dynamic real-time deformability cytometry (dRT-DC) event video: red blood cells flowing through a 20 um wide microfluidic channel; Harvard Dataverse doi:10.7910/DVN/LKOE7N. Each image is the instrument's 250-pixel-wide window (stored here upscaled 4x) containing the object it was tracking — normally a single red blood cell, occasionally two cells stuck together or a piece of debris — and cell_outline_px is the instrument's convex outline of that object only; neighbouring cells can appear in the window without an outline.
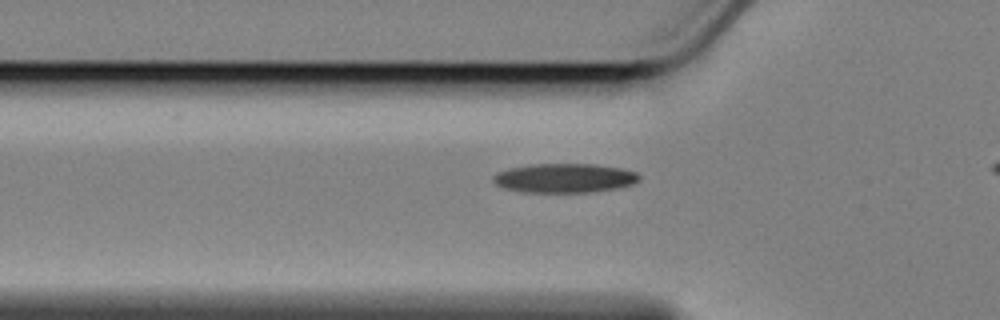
{"species": "Egyptian fruit bat (a non-hibernating species)", "species_latin": "Rousettus aegyptiacus", "temperature_condition": "cold", "stored_images_in_passage": 40, "camera_frame_rate_fps": 3000, "um_per_image_px": 0.085, "animal": {"sex": "female"}, "frame": {"image": 1, "passage_image": 11, "time_ms": 3.333, "image_size_px": [1000, 320], "cell_outline_px": [[640, 180], [632, 184], [616, 188], [592, 192], [520, 192], [504, 188], [496, 184], [492, 180], [492, 176], [496, 172], [508, 168], [532, 164], [596, 164], [620, 168], [636, 172], [640, 176]], "centroid_in_image_um": [47.95, 15.13], "position_along_channel_um": 77.9, "area_um2": 24.97}}
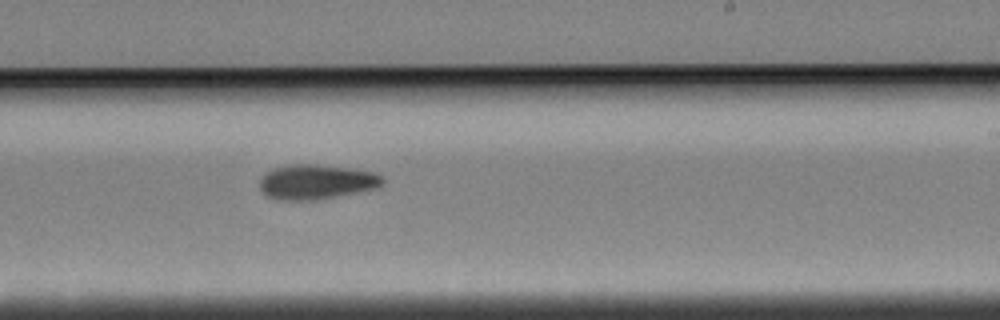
{"frame": {"image": 2, "passage_image": 27, "time_ms": 8.667, "image_size_px": [1000, 320], "cell_outline_px": [[384, 180], [376, 188], [316, 200], [280, 200], [268, 196], [260, 188], [260, 180], [272, 168], [292, 164], [316, 164], [348, 168], [372, 172], [384, 176]], "centroid_in_image_um": [26.88, 15.45], "position_along_channel_um": 262.1, "area_um2": 24.57}}
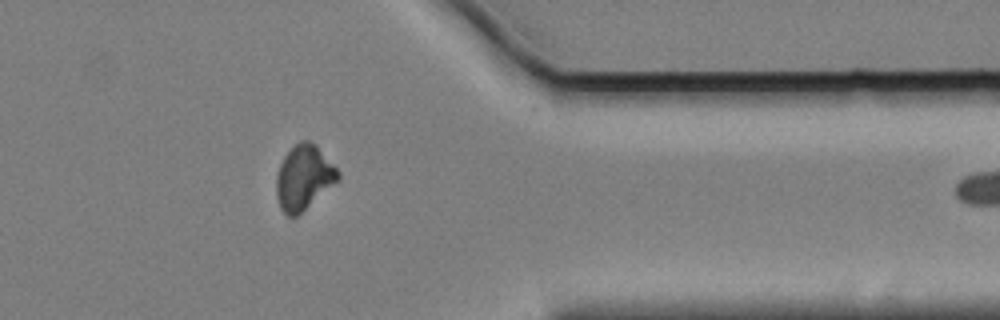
{"frame": {"image": 3, "passage_image": 39, "time_ms": 12.667, "image_size_px": [1000, 320], "cell_outline_px": [[340, 180], [296, 216], [288, 216], [280, 208], [276, 196], [276, 172], [284, 156], [300, 140], [308, 140], [316, 144], [340, 172]], "centroid_in_image_um": [25.82, 15.08], "position_along_channel_um": 385.6, "area_um2": 23.24}}